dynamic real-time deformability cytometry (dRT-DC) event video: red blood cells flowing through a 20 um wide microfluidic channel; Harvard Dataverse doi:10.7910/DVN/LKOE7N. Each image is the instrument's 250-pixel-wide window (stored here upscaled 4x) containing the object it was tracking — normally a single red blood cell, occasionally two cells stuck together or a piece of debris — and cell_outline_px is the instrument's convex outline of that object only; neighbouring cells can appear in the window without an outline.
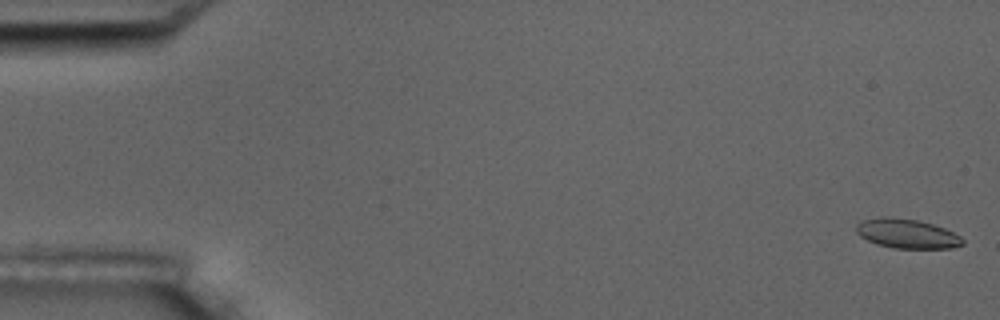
{"species": "common noctule bat (a hibernating species)", "species_latin": "Nyctalus noctula", "temperature_condition": "room temperature", "stored_images_in_passage": 16, "camera_frame_rate_fps": 3000, "um_per_image_px": 0.085, "animal": {"sex": "male", "body_mass_g": 17.5, "forearm_length_mm": 52.3}, "frame": {"image": 1, "passage_image": 1, "time_ms": 0.0, "image_size_px": [1000, 320], "cell_outline_px": [[964, 244], [952, 248], [892, 248], [876, 244], [860, 236], [856, 232], [856, 224], [864, 220], [884, 216], [916, 220], [932, 224], [944, 228], [960, 236], [964, 240]], "centroid_in_image_um": [77.08, 19.87], "position_along_channel_um": 7.9, "area_um2": 18.09}}
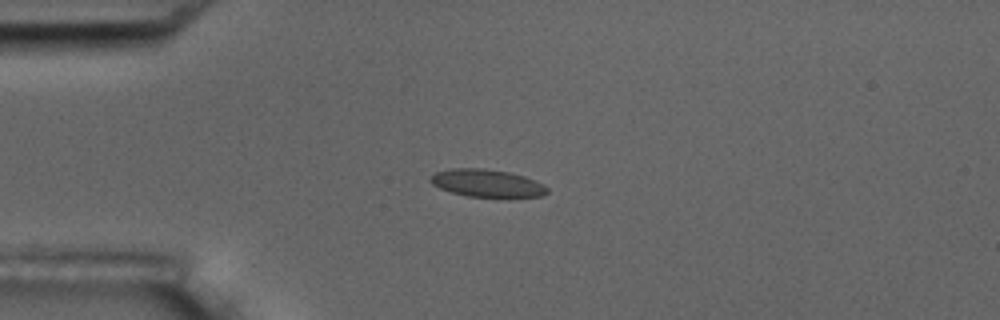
{"frame": {"image": 2, "passage_image": 5, "time_ms": 4.333, "image_size_px": [1000, 320], "cell_outline_px": [[548, 192], [540, 196], [508, 200], [468, 196], [452, 192], [440, 188], [432, 184], [428, 180], [436, 172], [452, 168], [484, 168], [508, 172], [524, 176], [544, 184], [548, 188]], "centroid_in_image_um": [41.46, 15.62], "position_along_channel_um": 43.5, "area_um2": 19.48}}
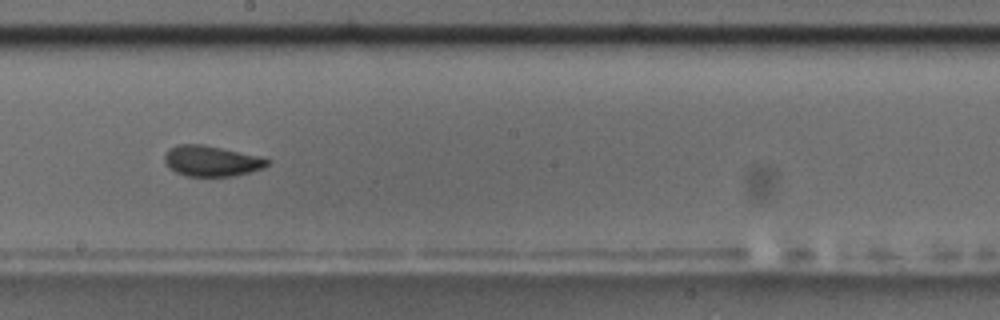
{"frame": {"image": 3, "passage_image": 10, "time_ms": 10.0, "image_size_px": [1000, 320], "cell_outline_px": [[272, 160], [264, 168], [236, 176], [188, 176], [176, 172], [164, 160], [164, 156], [168, 148], [176, 144], [204, 144], [256, 156]], "centroid_in_image_um": [17.97, 13.68], "position_along_channel_um": 230.2, "area_um2": 18.21}, "authors_computed_cell_mechanics": {"area_um2": 18.496, "velocity_mm_per_s": 3.6718, "shape_relaxation_time_tau1_ms": null, "shape_relaxation_time_tau2_ms": 1.236, "deformation_change_tau1": null, "deformation_change_tau2": 0.0755}}